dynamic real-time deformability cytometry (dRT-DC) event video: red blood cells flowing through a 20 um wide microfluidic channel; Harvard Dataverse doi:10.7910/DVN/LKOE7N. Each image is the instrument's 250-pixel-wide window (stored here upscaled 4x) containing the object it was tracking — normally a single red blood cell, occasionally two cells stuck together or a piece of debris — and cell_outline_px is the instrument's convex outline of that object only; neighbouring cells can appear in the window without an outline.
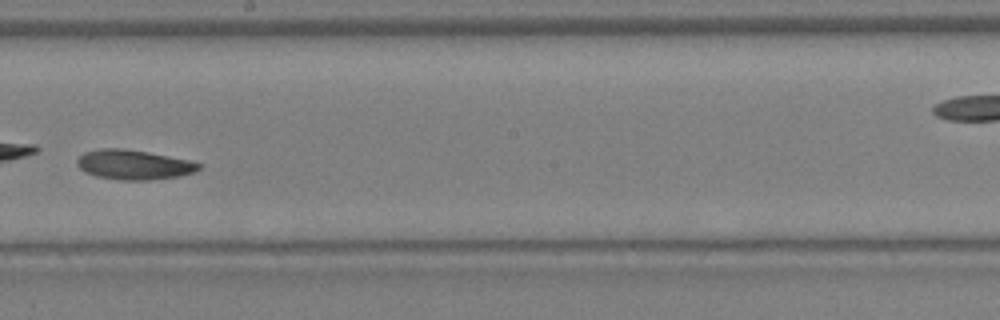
{"species": "Egyptian fruit bat (a non-hibernating species)", "species_latin": "Rousettus aegyptiacus", "temperature_condition": "warm", "stored_images_in_passage": 25, "camera_frame_rate_fps": 3000, "um_per_image_px": 0.085, "animal": {"sex": "female"}, "frame": {"image": 1, "passage_image": 11, "time_ms": 3.333, "image_size_px": [1000, 320], "cell_outline_px": [[200, 168], [196, 172], [180, 176], [148, 180], [120, 180], [96, 176], [84, 172], [76, 164], [76, 160], [84, 152], [100, 148], [124, 148], [148, 152], [192, 160], [200, 164]], "centroid_in_image_um": [11.37, 13.99], "position_along_channel_um": 236.8, "area_um2": 21.27}}
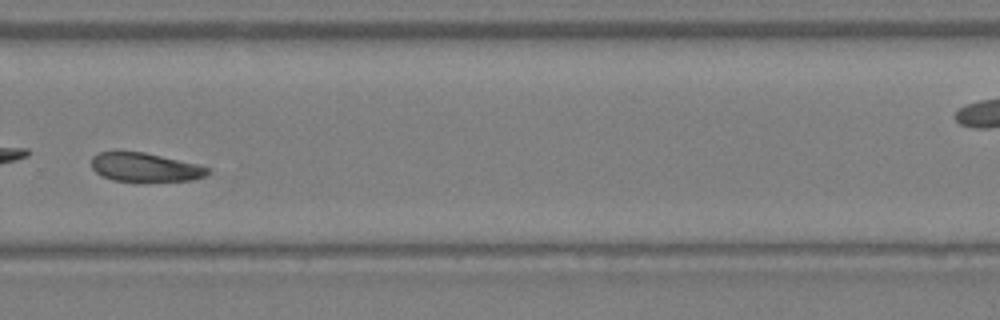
{"frame": {"image": 2, "passage_image": 15, "time_ms": 4.667, "image_size_px": [1000, 320], "cell_outline_px": [[212, 172], [204, 176], [192, 180], [112, 180], [100, 176], [92, 168], [92, 156], [100, 152], [120, 148], [144, 152], [196, 164], [208, 168]], "centroid_in_image_um": [12.24, 14.16], "position_along_channel_um": 317.6, "area_um2": 19.65}}